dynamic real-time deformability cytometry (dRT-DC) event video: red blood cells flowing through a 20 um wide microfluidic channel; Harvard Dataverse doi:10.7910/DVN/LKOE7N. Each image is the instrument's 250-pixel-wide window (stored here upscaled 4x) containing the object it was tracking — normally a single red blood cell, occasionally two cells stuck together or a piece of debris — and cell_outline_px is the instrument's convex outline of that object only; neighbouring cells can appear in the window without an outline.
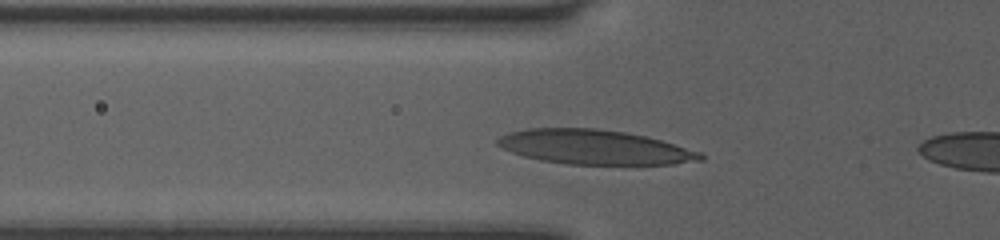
{"species": "human", "species_latin": "Homo sapiens", "temperature_condition": "room temperature", "stored_images_in_passage": 15, "camera_frame_rate_fps": 3000, "um_per_image_px": 0.085, "donor": {"sex": "female"}, "frame": {"image": 1, "passage_image": 13, "time_ms": 4.0, "image_size_px": [1000, 240], "cell_outline_px": [[704, 160], [672, 164], [568, 164], [540, 160], [524, 156], [512, 152], [496, 144], [496, 140], [500, 136], [508, 132], [528, 128], [596, 128], [624, 132], [644, 136], [660, 140], [700, 152], [704, 156]], "centroid_in_image_um": [50.5, 12.5], "position_along_channel_um": 75.3, "area_um2": 40.52}}